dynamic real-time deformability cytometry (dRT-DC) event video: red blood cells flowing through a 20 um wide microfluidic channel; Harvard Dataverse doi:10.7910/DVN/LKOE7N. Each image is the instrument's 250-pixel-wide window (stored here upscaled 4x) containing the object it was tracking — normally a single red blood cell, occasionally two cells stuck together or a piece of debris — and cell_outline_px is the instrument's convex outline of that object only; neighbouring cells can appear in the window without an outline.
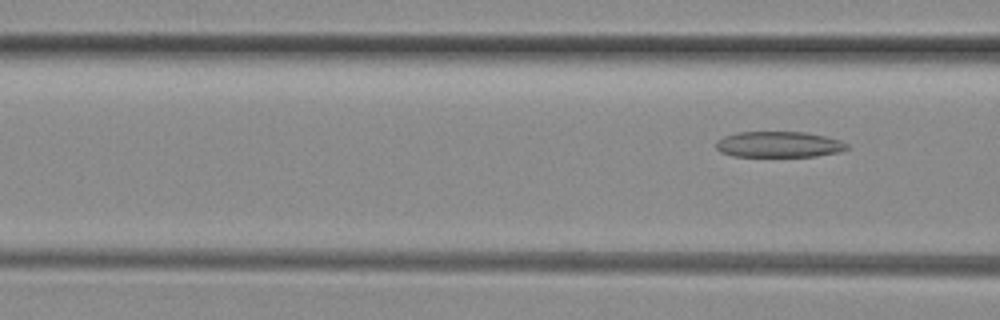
{"species": "common noctule bat (a hibernating species)", "species_latin": "Nyctalus noctula", "temperature_condition": "room temperature", "stored_images_in_passage": 7, "camera_frame_rate_fps": 3000, "um_per_image_px": 0.085, "animal": {"sex": "female", "body_mass_g": 29.2, "forearm_length_mm": 56.3}, "frame": {"image": 1, "passage_image": 7, "time_ms": 2.0, "image_size_px": [1000, 320], "cell_outline_px": [[848, 148], [840, 152], [816, 156], [732, 156], [720, 152], [716, 148], [716, 140], [724, 136], [736, 132], [804, 132], [824, 136], [840, 140], [848, 144]], "centroid_in_image_um": [66.18, 12.27], "position_along_channel_um": 100.4, "area_um2": 19.77}}